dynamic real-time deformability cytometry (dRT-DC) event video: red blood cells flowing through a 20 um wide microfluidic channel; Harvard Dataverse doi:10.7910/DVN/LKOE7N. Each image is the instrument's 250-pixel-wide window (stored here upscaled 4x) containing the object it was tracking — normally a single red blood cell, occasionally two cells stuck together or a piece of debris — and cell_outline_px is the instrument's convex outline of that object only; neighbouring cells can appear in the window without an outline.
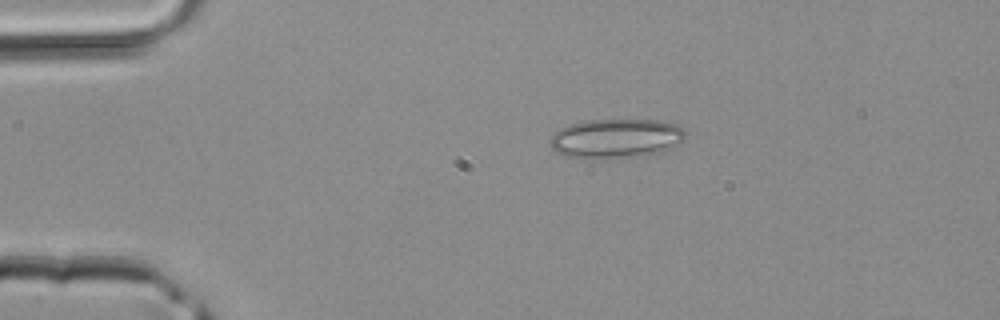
{"species": "common noctule bat (a hibernating species)", "species_latin": "Nyctalus noctula", "temperature_condition": "room temperature", "stored_images_in_passage": 39, "camera_frame_rate_fps": 3000, "um_per_image_px": 0.085, "animal": {"sex": "male", "body_mass_g": 20.4}, "frame": {"image": 1, "passage_image": 4, "time_ms": 1.0, "image_size_px": [1000, 320], "cell_outline_px": [[688, 132], [684, 140], [660, 152], [636, 156], [564, 156], [556, 152], [552, 148], [548, 140], [560, 128], [568, 124], [588, 120], [660, 120], [676, 124]], "centroid_in_image_um": [52.38, 11.72], "position_along_channel_um": 32.6, "area_um2": 30.35}}
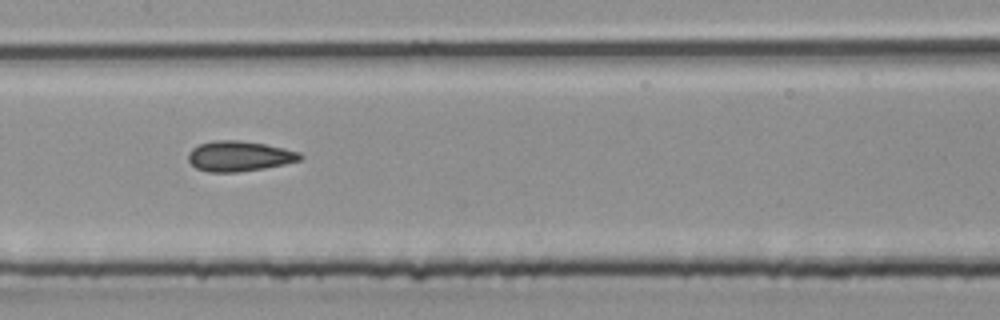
{"frame": {"image": 2, "passage_image": 17, "time_ms": 5.333, "image_size_px": [1000, 320], "cell_outline_px": [[304, 156], [300, 160], [284, 164], [264, 168], [236, 172], [208, 172], [196, 168], [188, 160], [188, 152], [192, 148], [200, 144], [216, 140], [240, 140], [264, 144], [300, 152]], "centroid_in_image_um": [20.32, 13.27], "position_along_channel_um": 187.1, "area_um2": 19.65}}
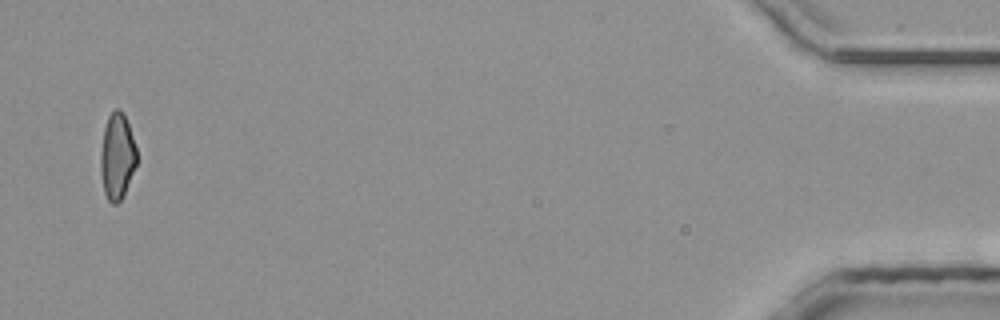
{"frame": {"image": 3, "passage_image": 38, "time_ms": 12.333, "image_size_px": [1000, 320], "cell_outline_px": [[136, 164], [124, 196], [116, 204], [112, 204], [108, 200], [104, 192], [100, 172], [100, 152], [104, 128], [108, 116], [116, 108], [120, 108], [124, 112], [136, 148]], "centroid_in_image_um": [9.94, 13.29], "position_along_channel_um": 425.3, "area_um2": 18.21}}